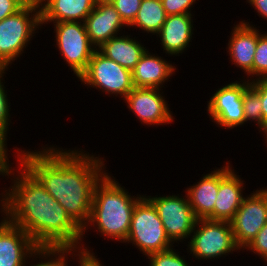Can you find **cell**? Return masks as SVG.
Instances as JSON below:
<instances>
[{
  "mask_svg": "<svg viewBox=\"0 0 267 266\" xmlns=\"http://www.w3.org/2000/svg\"><path fill=\"white\" fill-rule=\"evenodd\" d=\"M123 100L127 105L126 108L134 113L141 125L163 126L175 119L163 89L134 87Z\"/></svg>",
  "mask_w": 267,
  "mask_h": 266,
  "instance_id": "cell-12",
  "label": "cell"
},
{
  "mask_svg": "<svg viewBox=\"0 0 267 266\" xmlns=\"http://www.w3.org/2000/svg\"><path fill=\"white\" fill-rule=\"evenodd\" d=\"M264 78H267V32L258 37L253 60V81Z\"/></svg>",
  "mask_w": 267,
  "mask_h": 266,
  "instance_id": "cell-27",
  "label": "cell"
},
{
  "mask_svg": "<svg viewBox=\"0 0 267 266\" xmlns=\"http://www.w3.org/2000/svg\"><path fill=\"white\" fill-rule=\"evenodd\" d=\"M243 109L246 123L253 122L259 133L265 135L260 95L249 85L243 92ZM263 132V133H262Z\"/></svg>",
  "mask_w": 267,
  "mask_h": 266,
  "instance_id": "cell-25",
  "label": "cell"
},
{
  "mask_svg": "<svg viewBox=\"0 0 267 266\" xmlns=\"http://www.w3.org/2000/svg\"><path fill=\"white\" fill-rule=\"evenodd\" d=\"M0 266H26L38 247L20 227L3 217V192L0 193ZM28 259V260H27Z\"/></svg>",
  "mask_w": 267,
  "mask_h": 266,
  "instance_id": "cell-13",
  "label": "cell"
},
{
  "mask_svg": "<svg viewBox=\"0 0 267 266\" xmlns=\"http://www.w3.org/2000/svg\"><path fill=\"white\" fill-rule=\"evenodd\" d=\"M39 28L43 27L37 0H29L15 14L0 21V68L9 69L21 58Z\"/></svg>",
  "mask_w": 267,
  "mask_h": 266,
  "instance_id": "cell-4",
  "label": "cell"
},
{
  "mask_svg": "<svg viewBox=\"0 0 267 266\" xmlns=\"http://www.w3.org/2000/svg\"><path fill=\"white\" fill-rule=\"evenodd\" d=\"M252 192L246 195L230 221L235 243L241 251L267 223V186Z\"/></svg>",
  "mask_w": 267,
  "mask_h": 266,
  "instance_id": "cell-11",
  "label": "cell"
},
{
  "mask_svg": "<svg viewBox=\"0 0 267 266\" xmlns=\"http://www.w3.org/2000/svg\"><path fill=\"white\" fill-rule=\"evenodd\" d=\"M41 147L34 151L14 147V157L83 229L90 218L94 188L108 172L106 159L80 148L67 150L53 144Z\"/></svg>",
  "mask_w": 267,
  "mask_h": 266,
  "instance_id": "cell-2",
  "label": "cell"
},
{
  "mask_svg": "<svg viewBox=\"0 0 267 266\" xmlns=\"http://www.w3.org/2000/svg\"><path fill=\"white\" fill-rule=\"evenodd\" d=\"M97 1L111 2V1H113V0H97Z\"/></svg>",
  "mask_w": 267,
  "mask_h": 266,
  "instance_id": "cell-36",
  "label": "cell"
},
{
  "mask_svg": "<svg viewBox=\"0 0 267 266\" xmlns=\"http://www.w3.org/2000/svg\"><path fill=\"white\" fill-rule=\"evenodd\" d=\"M124 243H132L145 257L175 247L166 235L156 208L144 194L135 204L129 233Z\"/></svg>",
  "mask_w": 267,
  "mask_h": 266,
  "instance_id": "cell-6",
  "label": "cell"
},
{
  "mask_svg": "<svg viewBox=\"0 0 267 266\" xmlns=\"http://www.w3.org/2000/svg\"><path fill=\"white\" fill-rule=\"evenodd\" d=\"M177 250V252H176ZM149 259V266H190L188 261L185 260L186 256H181L178 249L172 247L163 252H155L146 256Z\"/></svg>",
  "mask_w": 267,
  "mask_h": 266,
  "instance_id": "cell-26",
  "label": "cell"
},
{
  "mask_svg": "<svg viewBox=\"0 0 267 266\" xmlns=\"http://www.w3.org/2000/svg\"><path fill=\"white\" fill-rule=\"evenodd\" d=\"M29 0H0V21L15 14Z\"/></svg>",
  "mask_w": 267,
  "mask_h": 266,
  "instance_id": "cell-32",
  "label": "cell"
},
{
  "mask_svg": "<svg viewBox=\"0 0 267 266\" xmlns=\"http://www.w3.org/2000/svg\"><path fill=\"white\" fill-rule=\"evenodd\" d=\"M243 250L253 252L267 265V223Z\"/></svg>",
  "mask_w": 267,
  "mask_h": 266,
  "instance_id": "cell-29",
  "label": "cell"
},
{
  "mask_svg": "<svg viewBox=\"0 0 267 266\" xmlns=\"http://www.w3.org/2000/svg\"><path fill=\"white\" fill-rule=\"evenodd\" d=\"M84 24L89 40L96 49L112 37L123 34V29L128 27L111 2L103 1H96Z\"/></svg>",
  "mask_w": 267,
  "mask_h": 266,
  "instance_id": "cell-16",
  "label": "cell"
},
{
  "mask_svg": "<svg viewBox=\"0 0 267 266\" xmlns=\"http://www.w3.org/2000/svg\"><path fill=\"white\" fill-rule=\"evenodd\" d=\"M111 176L107 172L94 188L90 218L82 229L80 249L83 255H95L93 249L84 243V236L89 228L95 229L94 232H99L98 235L105 237L104 239L124 243L129 233L135 204L143 196L131 195L114 176Z\"/></svg>",
  "mask_w": 267,
  "mask_h": 266,
  "instance_id": "cell-3",
  "label": "cell"
},
{
  "mask_svg": "<svg viewBox=\"0 0 267 266\" xmlns=\"http://www.w3.org/2000/svg\"><path fill=\"white\" fill-rule=\"evenodd\" d=\"M250 7L257 11V15L267 21V0H246Z\"/></svg>",
  "mask_w": 267,
  "mask_h": 266,
  "instance_id": "cell-33",
  "label": "cell"
},
{
  "mask_svg": "<svg viewBox=\"0 0 267 266\" xmlns=\"http://www.w3.org/2000/svg\"><path fill=\"white\" fill-rule=\"evenodd\" d=\"M99 259L97 255H82L77 262L78 266H106Z\"/></svg>",
  "mask_w": 267,
  "mask_h": 266,
  "instance_id": "cell-34",
  "label": "cell"
},
{
  "mask_svg": "<svg viewBox=\"0 0 267 266\" xmlns=\"http://www.w3.org/2000/svg\"><path fill=\"white\" fill-rule=\"evenodd\" d=\"M55 48L58 47L61 59L64 60L73 75L78 77L86 70L96 48L91 44L84 22L53 23Z\"/></svg>",
  "mask_w": 267,
  "mask_h": 266,
  "instance_id": "cell-8",
  "label": "cell"
},
{
  "mask_svg": "<svg viewBox=\"0 0 267 266\" xmlns=\"http://www.w3.org/2000/svg\"><path fill=\"white\" fill-rule=\"evenodd\" d=\"M8 69L0 68V154H9L7 147V133H9V128L11 122L10 115V104L11 102L8 99V92L5 87L4 76L7 74ZM10 102V103H9ZM10 109V110H9Z\"/></svg>",
  "mask_w": 267,
  "mask_h": 266,
  "instance_id": "cell-24",
  "label": "cell"
},
{
  "mask_svg": "<svg viewBox=\"0 0 267 266\" xmlns=\"http://www.w3.org/2000/svg\"><path fill=\"white\" fill-rule=\"evenodd\" d=\"M131 36L123 33L112 37L98 50L107 58L132 71L148 48L141 43V40L138 41L136 36L134 38Z\"/></svg>",
  "mask_w": 267,
  "mask_h": 266,
  "instance_id": "cell-21",
  "label": "cell"
},
{
  "mask_svg": "<svg viewBox=\"0 0 267 266\" xmlns=\"http://www.w3.org/2000/svg\"><path fill=\"white\" fill-rule=\"evenodd\" d=\"M170 62L147 49L132 70L134 87L165 89V83L170 81V77H173L177 70L175 63Z\"/></svg>",
  "mask_w": 267,
  "mask_h": 266,
  "instance_id": "cell-18",
  "label": "cell"
},
{
  "mask_svg": "<svg viewBox=\"0 0 267 266\" xmlns=\"http://www.w3.org/2000/svg\"><path fill=\"white\" fill-rule=\"evenodd\" d=\"M156 208L169 240L178 246L186 243L194 230L197 218L190 206L188 196L165 195L146 196ZM178 243V245H177Z\"/></svg>",
  "mask_w": 267,
  "mask_h": 266,
  "instance_id": "cell-9",
  "label": "cell"
},
{
  "mask_svg": "<svg viewBox=\"0 0 267 266\" xmlns=\"http://www.w3.org/2000/svg\"><path fill=\"white\" fill-rule=\"evenodd\" d=\"M229 82L218 88L207 101L206 111L210 121L225 130L246 124L243 109V92L250 85L246 79Z\"/></svg>",
  "mask_w": 267,
  "mask_h": 266,
  "instance_id": "cell-10",
  "label": "cell"
},
{
  "mask_svg": "<svg viewBox=\"0 0 267 266\" xmlns=\"http://www.w3.org/2000/svg\"><path fill=\"white\" fill-rule=\"evenodd\" d=\"M41 26L58 22H84L97 0H37Z\"/></svg>",
  "mask_w": 267,
  "mask_h": 266,
  "instance_id": "cell-19",
  "label": "cell"
},
{
  "mask_svg": "<svg viewBox=\"0 0 267 266\" xmlns=\"http://www.w3.org/2000/svg\"><path fill=\"white\" fill-rule=\"evenodd\" d=\"M263 137H264L263 140H265V143L267 144V133ZM266 148H267V146H266Z\"/></svg>",
  "mask_w": 267,
  "mask_h": 266,
  "instance_id": "cell-35",
  "label": "cell"
},
{
  "mask_svg": "<svg viewBox=\"0 0 267 266\" xmlns=\"http://www.w3.org/2000/svg\"><path fill=\"white\" fill-rule=\"evenodd\" d=\"M8 156L0 154V176L11 180L10 187L2 190L3 217L38 246L80 248L82 229L19 160L15 159L18 165L12 168Z\"/></svg>",
  "mask_w": 267,
  "mask_h": 266,
  "instance_id": "cell-1",
  "label": "cell"
},
{
  "mask_svg": "<svg viewBox=\"0 0 267 266\" xmlns=\"http://www.w3.org/2000/svg\"><path fill=\"white\" fill-rule=\"evenodd\" d=\"M232 167L229 161L220 166L219 189L214 210L206 219L230 222L246 197L245 181Z\"/></svg>",
  "mask_w": 267,
  "mask_h": 266,
  "instance_id": "cell-14",
  "label": "cell"
},
{
  "mask_svg": "<svg viewBox=\"0 0 267 266\" xmlns=\"http://www.w3.org/2000/svg\"><path fill=\"white\" fill-rule=\"evenodd\" d=\"M201 179L184 190L197 219H206L214 210L219 189V168H213Z\"/></svg>",
  "mask_w": 267,
  "mask_h": 266,
  "instance_id": "cell-20",
  "label": "cell"
},
{
  "mask_svg": "<svg viewBox=\"0 0 267 266\" xmlns=\"http://www.w3.org/2000/svg\"><path fill=\"white\" fill-rule=\"evenodd\" d=\"M195 14L168 15L160 32L156 35L163 52L170 56H180L191 46L194 32ZM188 48V49H187Z\"/></svg>",
  "mask_w": 267,
  "mask_h": 266,
  "instance_id": "cell-17",
  "label": "cell"
},
{
  "mask_svg": "<svg viewBox=\"0 0 267 266\" xmlns=\"http://www.w3.org/2000/svg\"><path fill=\"white\" fill-rule=\"evenodd\" d=\"M142 0H113L111 4L119 12L121 19L129 26L135 19Z\"/></svg>",
  "mask_w": 267,
  "mask_h": 266,
  "instance_id": "cell-28",
  "label": "cell"
},
{
  "mask_svg": "<svg viewBox=\"0 0 267 266\" xmlns=\"http://www.w3.org/2000/svg\"><path fill=\"white\" fill-rule=\"evenodd\" d=\"M78 80L87 89L95 88L109 97L115 95L122 100L134 88L132 71L107 58L98 49L94 51L86 70Z\"/></svg>",
  "mask_w": 267,
  "mask_h": 266,
  "instance_id": "cell-7",
  "label": "cell"
},
{
  "mask_svg": "<svg viewBox=\"0 0 267 266\" xmlns=\"http://www.w3.org/2000/svg\"><path fill=\"white\" fill-rule=\"evenodd\" d=\"M82 255V250L77 247L38 246L30 255L32 261L27 263L29 266H68L67 261H69L71 258L72 260L78 261ZM32 262L36 263L34 264ZM28 265L26 264V266Z\"/></svg>",
  "mask_w": 267,
  "mask_h": 266,
  "instance_id": "cell-23",
  "label": "cell"
},
{
  "mask_svg": "<svg viewBox=\"0 0 267 266\" xmlns=\"http://www.w3.org/2000/svg\"><path fill=\"white\" fill-rule=\"evenodd\" d=\"M187 243V254L190 253L189 255L199 262H214L233 252L241 251L235 243L232 226L228 221L197 219Z\"/></svg>",
  "mask_w": 267,
  "mask_h": 266,
  "instance_id": "cell-5",
  "label": "cell"
},
{
  "mask_svg": "<svg viewBox=\"0 0 267 266\" xmlns=\"http://www.w3.org/2000/svg\"><path fill=\"white\" fill-rule=\"evenodd\" d=\"M250 86L261 97L263 123L265 124V134H266L267 133V78L251 81Z\"/></svg>",
  "mask_w": 267,
  "mask_h": 266,
  "instance_id": "cell-31",
  "label": "cell"
},
{
  "mask_svg": "<svg viewBox=\"0 0 267 266\" xmlns=\"http://www.w3.org/2000/svg\"><path fill=\"white\" fill-rule=\"evenodd\" d=\"M167 16L161 0H142L139 11L128 29L139 28L143 31L142 33L146 32L155 37L160 32Z\"/></svg>",
  "mask_w": 267,
  "mask_h": 266,
  "instance_id": "cell-22",
  "label": "cell"
},
{
  "mask_svg": "<svg viewBox=\"0 0 267 266\" xmlns=\"http://www.w3.org/2000/svg\"><path fill=\"white\" fill-rule=\"evenodd\" d=\"M167 15L174 14H193L191 9L197 2L196 0H161ZM199 1V0H197Z\"/></svg>",
  "mask_w": 267,
  "mask_h": 266,
  "instance_id": "cell-30",
  "label": "cell"
},
{
  "mask_svg": "<svg viewBox=\"0 0 267 266\" xmlns=\"http://www.w3.org/2000/svg\"><path fill=\"white\" fill-rule=\"evenodd\" d=\"M229 40L226 47V52L231 64L242 70L246 74V78L249 82L253 81V60L257 47L258 37L262 34V30L257 29L254 24L246 22L245 20H239L234 23Z\"/></svg>",
  "mask_w": 267,
  "mask_h": 266,
  "instance_id": "cell-15",
  "label": "cell"
}]
</instances>
